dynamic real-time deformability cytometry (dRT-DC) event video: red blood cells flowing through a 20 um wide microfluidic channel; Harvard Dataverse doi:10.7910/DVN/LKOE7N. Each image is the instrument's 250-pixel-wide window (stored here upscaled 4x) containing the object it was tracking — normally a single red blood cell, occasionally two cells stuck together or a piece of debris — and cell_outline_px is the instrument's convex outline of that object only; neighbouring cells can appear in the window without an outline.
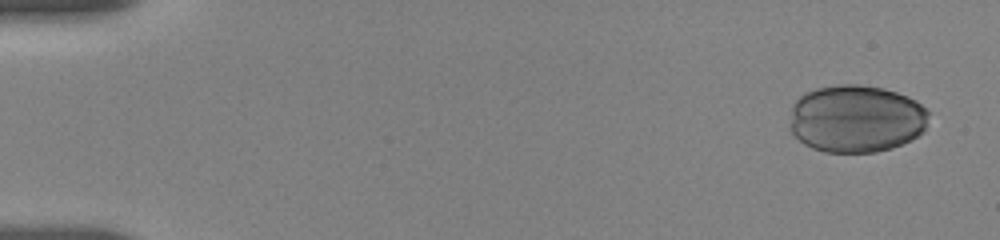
{"species": "human", "species_latin": "Homo sapiens", "temperature_condition": "room temperature", "stored_images_in_passage": 27, "camera_frame_rate_fps": 3000, "um_per_image_px": 0.085, "donor": {"sex": "female"}, "frame": {"image": 1, "passage_image": 1, "time_ms": 0.0, "image_size_px": [1000, 240], "cell_outline_px": [[928, 116], [924, 132], [892, 148], [876, 152], [824, 152], [812, 148], [804, 144], [792, 132], [792, 104], [804, 92], [816, 88], [836, 84], [860, 84], [884, 88], [908, 96], [916, 100], [928, 112]], "centroid_in_image_um": [72.78, 10.07], "position_along_channel_um": 12.2, "area_um2": 54.79}}